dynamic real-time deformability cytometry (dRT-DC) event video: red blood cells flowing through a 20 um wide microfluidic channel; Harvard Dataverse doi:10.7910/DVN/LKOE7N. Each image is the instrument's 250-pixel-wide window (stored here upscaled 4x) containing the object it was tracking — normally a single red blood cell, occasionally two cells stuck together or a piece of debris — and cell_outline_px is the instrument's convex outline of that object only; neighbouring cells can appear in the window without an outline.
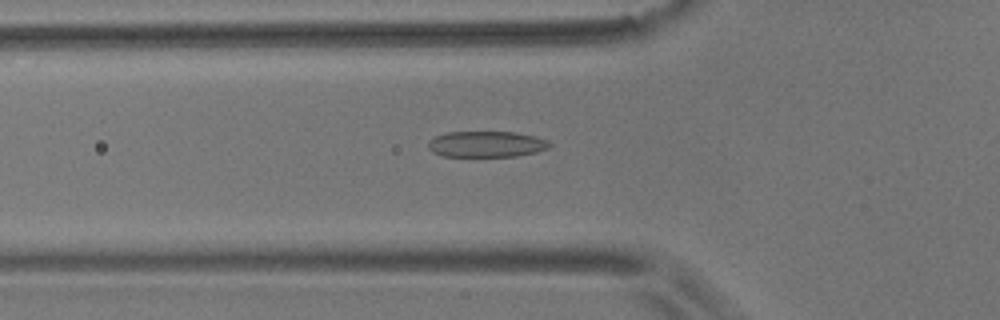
{"species": "common noctule bat (a hibernating species)", "species_latin": "Nyctalus noctula", "temperature_condition": "room temperature", "stored_images_in_passage": 55, "camera_frame_rate_fps": 3000, "um_per_image_px": 0.085, "animal": {"sex": "male", "body_mass_g": 17.9}, "frame": {"image": 1, "passage_image": 19, "time_ms": 6.0, "image_size_px": [1000, 320], "cell_outline_px": [[552, 144], [548, 148], [536, 152], [516, 156], [444, 156], [432, 152], [428, 148], [428, 140], [436, 136], [448, 132], [516, 132], [548, 140]], "centroid_in_image_um": [41.33, 12.25], "position_along_channel_um": 84.5, "area_um2": 18.32}}
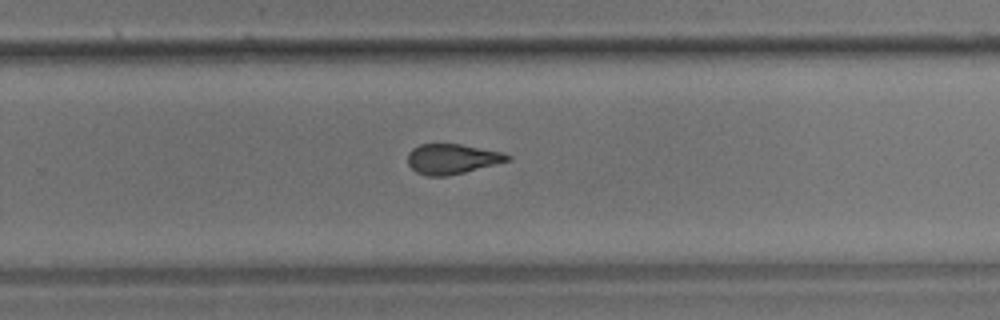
{"frame": {"image": 2, "passage_image": 36, "time_ms": 11.667, "image_size_px": [1000, 320], "cell_outline_px": [[512, 160], [448, 176], [428, 176], [416, 172], [408, 164], [408, 152], [412, 148], [420, 144], [460, 144], [504, 152], [512, 156]], "centroid_in_image_um": [38.45, 13.5], "position_along_channel_um": 291.4, "area_um2": 17.57}}
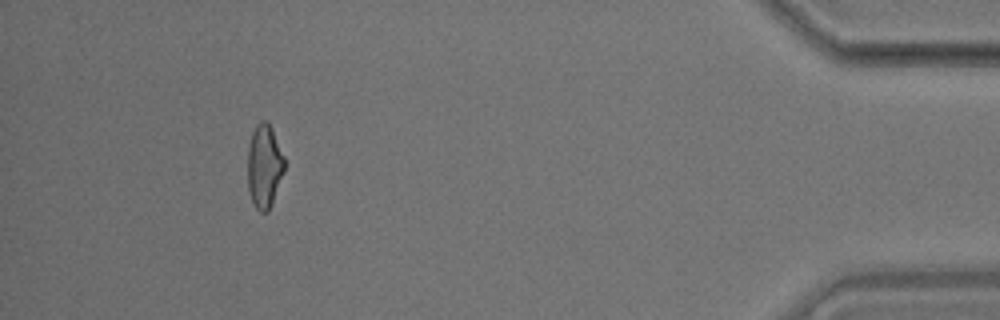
{"frame": {"image": 3, "passage_image": 51, "time_ms": 16.667, "image_size_px": [1000, 320], "cell_outline_px": [[284, 172], [272, 204], [268, 212], [260, 212], [256, 208], [248, 192], [248, 148], [252, 132], [256, 124], [260, 120], [268, 120], [272, 128], [284, 156]], "centroid_in_image_um": [22.47, 14.11], "position_along_channel_um": 412.7, "area_um2": 18.09}, "authors_computed_cell_mechanics": {"area_um2": 18.496, "velocity_mm_per_s": 3.6446, "shape_relaxation_time_tau1_ms": 6.8859, "shape_relaxation_time_tau2_ms": 2.1387, "deformation_change_tau1": 0.1658, "deformation_change_tau2": 0.103}}